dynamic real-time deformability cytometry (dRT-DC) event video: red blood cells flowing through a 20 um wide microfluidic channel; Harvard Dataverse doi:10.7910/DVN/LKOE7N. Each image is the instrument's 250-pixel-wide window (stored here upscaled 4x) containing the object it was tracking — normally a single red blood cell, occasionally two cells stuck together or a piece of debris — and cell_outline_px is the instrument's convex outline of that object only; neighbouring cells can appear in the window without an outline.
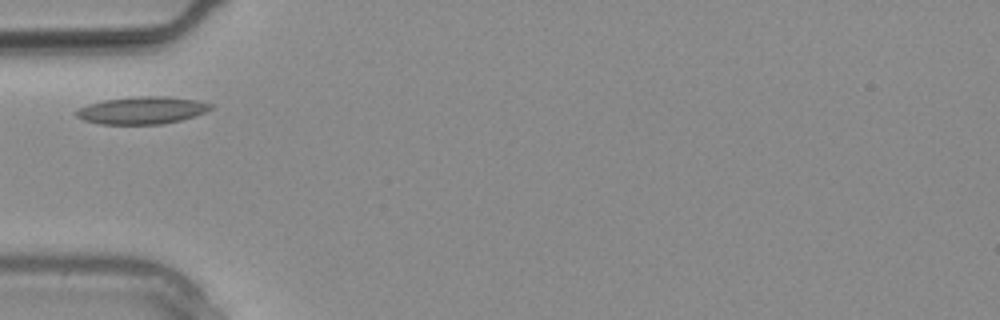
{"species": "common noctule bat (a hibernating species)", "species_latin": "Nyctalus noctula", "temperature_condition": "warm", "stored_images_in_passage": 1, "camera_frame_rate_fps": 3000, "um_per_image_px": 0.085, "animal": {"sex": "male", "body_mass_g": 20.4}, "frame": {"image": 1, "passage_image": 1, "time_ms": 0.0, "image_size_px": [1000, 320], "cell_outline_px": [[212, 108], [204, 112], [180, 120], [160, 124], [100, 124], [84, 120], [76, 116], [76, 112], [80, 108], [88, 104], [104, 100], [136, 96], [164, 96], [196, 100], [212, 104]], "centroid_in_image_um": [12.05, 9.37], "position_along_channel_um": 72.9, "area_um2": 21.15}}